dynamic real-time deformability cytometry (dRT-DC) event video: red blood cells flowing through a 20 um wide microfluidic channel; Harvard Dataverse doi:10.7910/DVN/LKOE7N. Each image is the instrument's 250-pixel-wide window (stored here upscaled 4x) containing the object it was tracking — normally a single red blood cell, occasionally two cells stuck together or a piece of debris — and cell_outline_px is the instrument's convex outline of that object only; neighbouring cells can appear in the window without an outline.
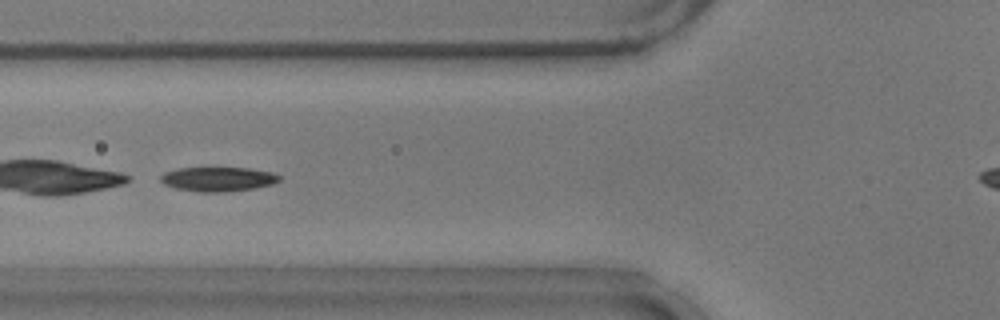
{"species": "common noctule bat (a hibernating species)", "species_latin": "Nyctalus noctula", "temperature_condition": "warm", "stored_images_in_passage": 39, "camera_frame_rate_fps": 3000, "um_per_image_px": 0.085, "animal": {"sex": "male", "body_mass_g": 17.9}, "frame": {"image": 1, "passage_image": 6, "time_ms": 1.667, "image_size_px": [1000, 320], "cell_outline_px": [[280, 180], [272, 184], [256, 188], [224, 192], [200, 192], [176, 188], [164, 184], [160, 180], [160, 176], [164, 172], [180, 168], [248, 168], [272, 172], [280, 176]], "centroid_in_image_um": [18.53, 15.23], "position_along_channel_um": 107.3, "area_um2": 16.82}, "authors_computed_cell_mechanics": {"area_um2": 17.5134, "velocity_mm_per_s": 3.7137, "shape_relaxation_time_tau1_ms": 2.0458, "shape_relaxation_time_tau2_ms": 5.8146, "deformation_change_tau1": 0.1526, "deformation_change_tau2": 0.0991}}